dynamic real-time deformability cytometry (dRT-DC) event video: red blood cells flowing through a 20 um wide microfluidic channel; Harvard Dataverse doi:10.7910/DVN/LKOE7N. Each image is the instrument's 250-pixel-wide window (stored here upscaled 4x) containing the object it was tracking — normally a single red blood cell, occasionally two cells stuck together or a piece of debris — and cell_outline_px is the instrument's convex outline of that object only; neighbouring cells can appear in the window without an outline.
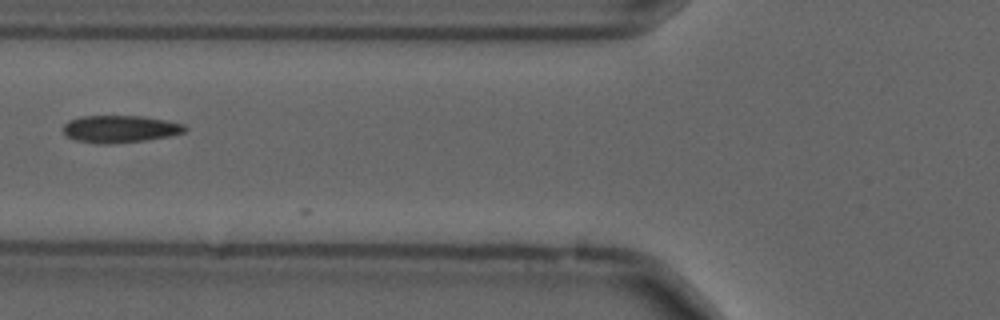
{"species": "common noctule bat (a hibernating species)", "species_latin": "Nyctalus noctula", "temperature_condition": "cold", "stored_images_in_passage": 7, "camera_frame_rate_fps": 3000, "um_per_image_px": 0.085, "animal": {"sex": "male", "forearm_length_mm": 52.5}, "frame": {"image": 1, "passage_image": 5, "time_ms": 1.333, "image_size_px": [1000, 320], "cell_outline_px": [[188, 128], [184, 132], [172, 136], [148, 140], [108, 144], [104, 144], [76, 140], [64, 136], [64, 124], [68, 120], [80, 116], [144, 116], [184, 124]], "centroid_in_image_um": [10.21, 10.96], "position_along_channel_um": 115.6, "area_um2": 19.48}}